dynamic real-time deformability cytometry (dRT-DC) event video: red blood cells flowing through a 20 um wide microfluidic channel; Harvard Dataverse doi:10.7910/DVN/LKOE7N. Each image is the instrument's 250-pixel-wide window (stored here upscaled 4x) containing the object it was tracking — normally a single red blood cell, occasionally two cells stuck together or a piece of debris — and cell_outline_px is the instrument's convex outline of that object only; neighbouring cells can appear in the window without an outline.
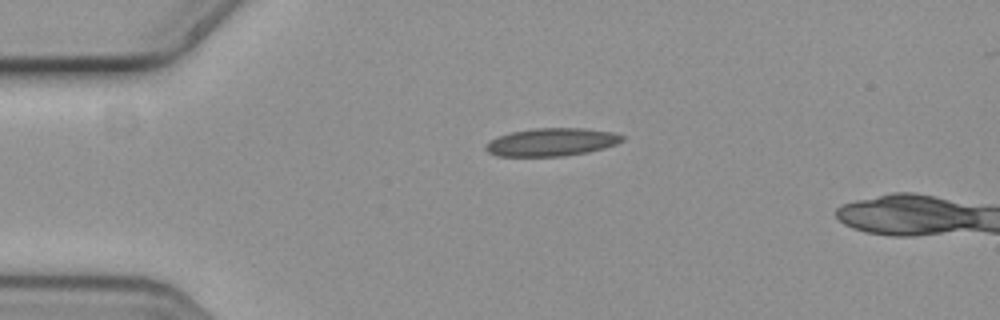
{"species": "common noctule bat (a hibernating species)", "species_latin": "Nyctalus noctula", "temperature_condition": "cold", "stored_images_in_passage": 5, "camera_frame_rate_fps": 3000, "um_per_image_px": 0.085, "animal": {"sex": "female", "body_mass_g": 19.3, "forearm_length_mm": 54.1}, "frame": {"image": 1, "passage_image": 1, "time_ms": 0.0, "image_size_px": [1000, 320], "cell_outline_px": [[624, 140], [616, 144], [604, 148], [588, 152], [564, 156], [496, 156], [488, 152], [484, 148], [484, 144], [488, 140], [512, 132], [532, 128], [584, 128], [612, 132], [624, 136]], "centroid_in_image_um": [46.86, 12.08], "position_along_channel_um": 38.1, "area_um2": 22.31}}